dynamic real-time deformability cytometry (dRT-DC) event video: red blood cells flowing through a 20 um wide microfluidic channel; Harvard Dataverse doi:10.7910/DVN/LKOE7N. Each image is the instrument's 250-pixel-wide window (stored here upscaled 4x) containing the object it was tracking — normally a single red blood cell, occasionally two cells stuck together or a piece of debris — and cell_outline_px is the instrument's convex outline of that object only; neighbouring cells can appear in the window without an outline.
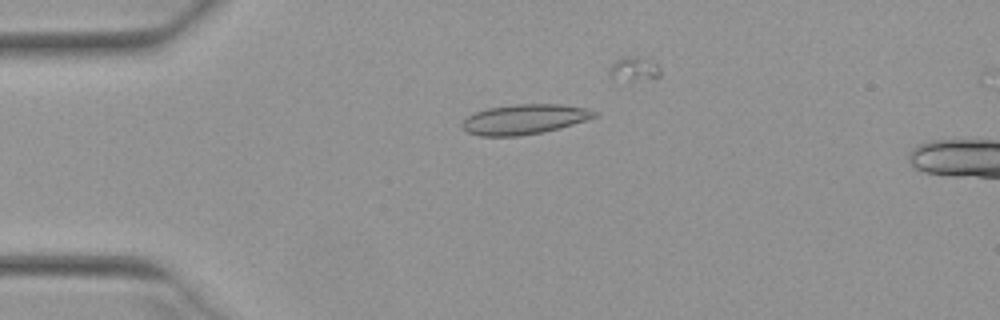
{"species": "Egyptian fruit bat (a non-hibernating species)", "species_latin": "Rousettus aegyptiacus", "temperature_condition": "warm", "stored_images_in_passage": 36, "camera_frame_rate_fps": 3000, "um_per_image_px": 0.085, "animal": {"sex": "female"}, "frame": {"image": 1, "passage_image": 8, "time_ms": 2.333, "image_size_px": [1000, 320], "cell_outline_px": [[596, 116], [560, 128], [544, 132], [520, 136], [480, 136], [468, 132], [460, 124], [468, 116], [476, 112], [488, 108], [516, 104], [560, 104], [588, 108], [596, 112]], "centroid_in_image_um": [44.56, 10.14], "position_along_channel_um": 40.4, "area_um2": 22.95}}
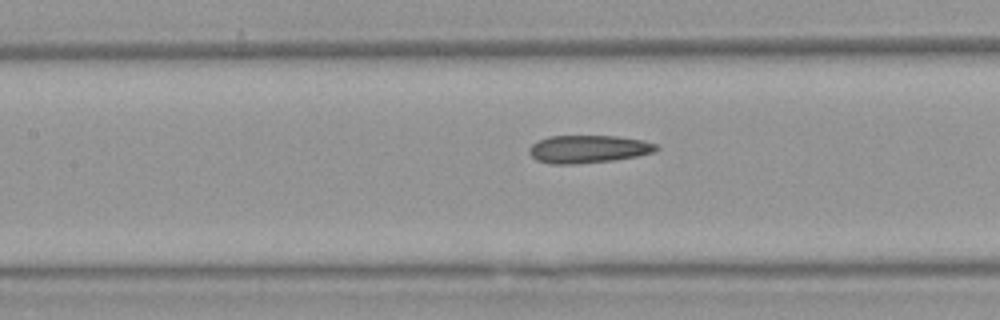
{"frame": {"image": 2, "passage_image": 19, "time_ms": 6.0, "image_size_px": [1000, 320], "cell_outline_px": [[660, 148], [652, 152], [636, 156], [616, 160], [576, 164], [552, 164], [536, 160], [528, 152], [528, 148], [532, 144], [548, 136], [616, 136], [644, 140], [656, 144]], "centroid_in_image_um": [49.99, 12.67], "position_along_channel_um": 157.4, "area_um2": 20.63}}
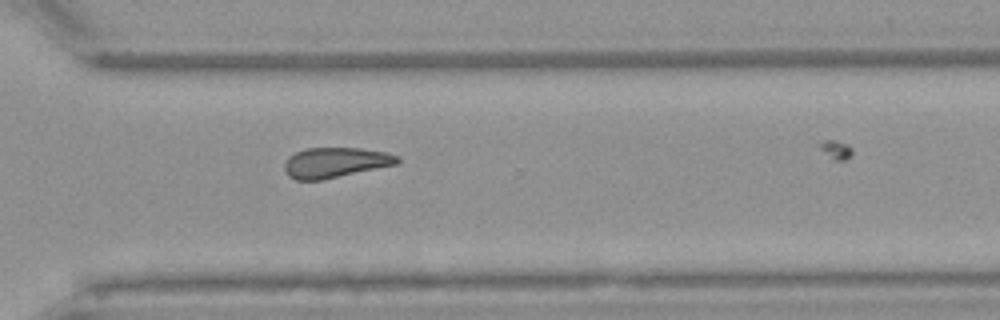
{"frame": {"image": 3, "passage_image": 33, "time_ms": 10.667, "image_size_px": [1000, 320], "cell_outline_px": [[400, 164], [320, 180], [296, 180], [288, 176], [284, 172], [284, 164], [288, 156], [296, 152], [308, 148], [360, 148], [388, 152], [400, 156]], "centroid_in_image_um": [28.53, 13.81], "position_along_channel_um": 342.1, "area_um2": 20.11}}